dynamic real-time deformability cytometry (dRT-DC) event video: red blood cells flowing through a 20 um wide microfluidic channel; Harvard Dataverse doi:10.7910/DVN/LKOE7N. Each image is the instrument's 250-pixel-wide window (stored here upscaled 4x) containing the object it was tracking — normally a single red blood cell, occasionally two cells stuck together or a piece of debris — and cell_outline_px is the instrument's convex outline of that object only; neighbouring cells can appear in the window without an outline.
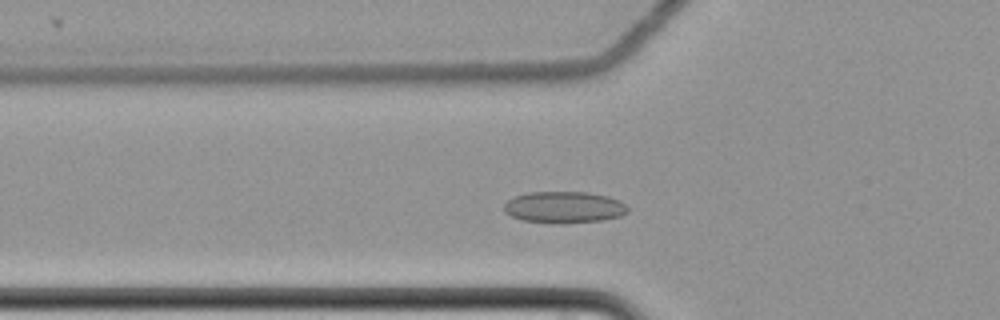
{"species": "common noctule bat (a hibernating species)", "species_latin": "Nyctalus noctula", "temperature_condition": "cold", "stored_images_in_passage": 54, "camera_frame_rate_fps": 3000, "um_per_image_px": 0.085, "animal": {"sex": "female", "body_mass_g": 22.7, "forearm_length_mm": 54.2}, "frame": {"image": 1, "passage_image": 15, "time_ms": 4.667, "image_size_px": [1000, 320], "cell_outline_px": [[628, 212], [620, 216], [600, 220], [524, 220], [512, 216], [504, 212], [504, 204], [508, 200], [516, 196], [528, 192], [588, 192], [608, 196], [620, 200], [628, 208]], "centroid_in_image_um": [47.97, 17.55], "position_along_channel_um": 77.8, "area_um2": 21.62}}
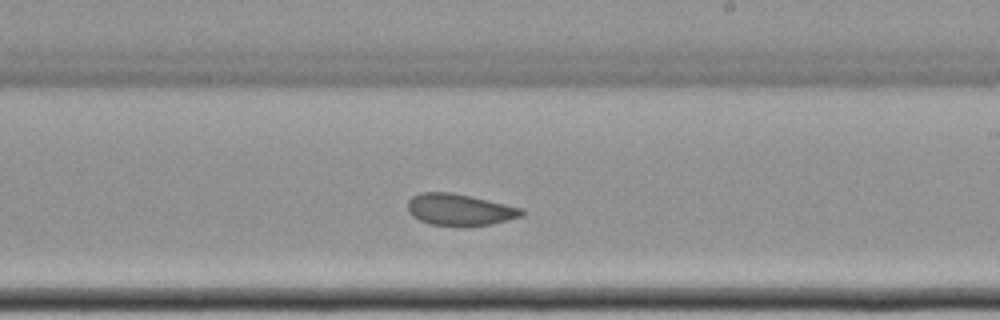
{"frame": {"image": 2, "passage_image": 30, "time_ms": 9.667, "image_size_px": [1000, 320], "cell_outline_px": [[524, 216], [492, 224], [464, 228], [456, 228], [428, 224], [412, 216], [408, 212], [408, 200], [412, 196], [420, 192], [452, 192], [472, 196], [520, 208], [524, 212]], "centroid_in_image_um": [39.04, 17.85], "position_along_channel_um": 250.0, "area_um2": 21.62}}
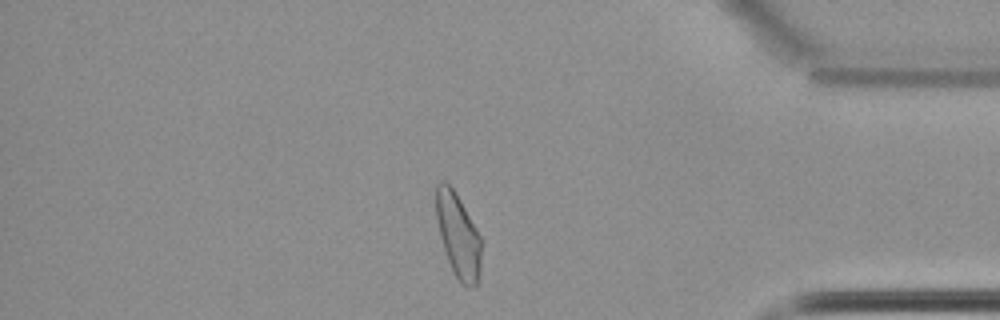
{"frame": {"image": 3, "passage_image": 45, "time_ms": 14.667, "image_size_px": [1000, 320], "cell_outline_px": [[480, 272], [476, 284], [472, 288], [464, 284], [456, 276], [448, 260], [440, 236], [436, 216], [436, 184], [440, 180], [444, 180], [452, 188], [476, 228], [480, 236]], "centroid_in_image_um": [38.92, 19.99], "position_along_channel_um": 396.3, "area_um2": 21.5}, "authors_computed_cell_mechanics": {"area_um2": 22.3397, "velocity_mm_per_s": 3.4599, "shape_relaxation_time_tau1_ms": null, "shape_relaxation_time_tau2_ms": 1.9897, "deformation_change_tau1": null, "deformation_change_tau2": 0.0602}}